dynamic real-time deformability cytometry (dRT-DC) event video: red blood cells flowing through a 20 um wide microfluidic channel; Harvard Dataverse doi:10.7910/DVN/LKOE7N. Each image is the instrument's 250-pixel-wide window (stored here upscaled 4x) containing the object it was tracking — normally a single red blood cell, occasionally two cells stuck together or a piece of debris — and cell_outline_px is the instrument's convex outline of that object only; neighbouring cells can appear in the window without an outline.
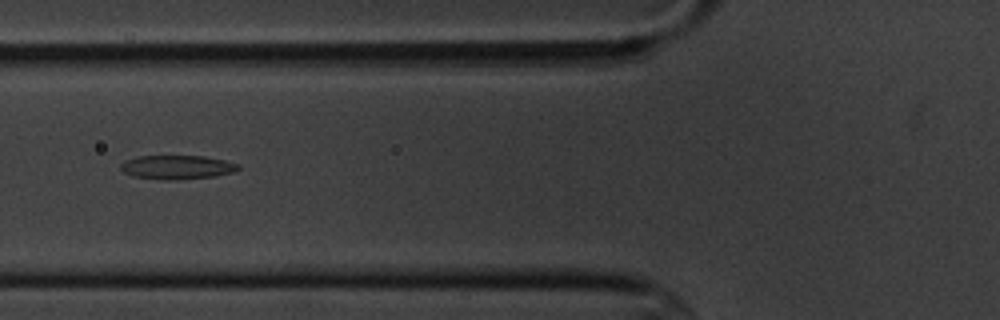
{"species": "common noctule bat (a hibernating species)", "species_latin": "Nyctalus noctula", "temperature_condition": "cold", "stored_images_in_passage": 9, "camera_frame_rate_fps": 3000, "um_per_image_px": 0.085, "animal": {"sex": "male", "body_mass_g": 20.1, "forearm_length_mm": 53.5}, "frame": {"image": 1, "passage_image": 4, "time_ms": 3.333, "image_size_px": [1000, 320], "cell_outline_px": [[240, 168], [236, 172], [216, 176], [176, 180], [164, 180], [132, 176], [124, 172], [120, 168], [120, 164], [124, 160], [136, 156], [204, 156], [224, 160], [240, 164]], "centroid_in_image_um": [15.06, 14.21], "position_along_channel_um": 110.7, "area_um2": 16.65}}
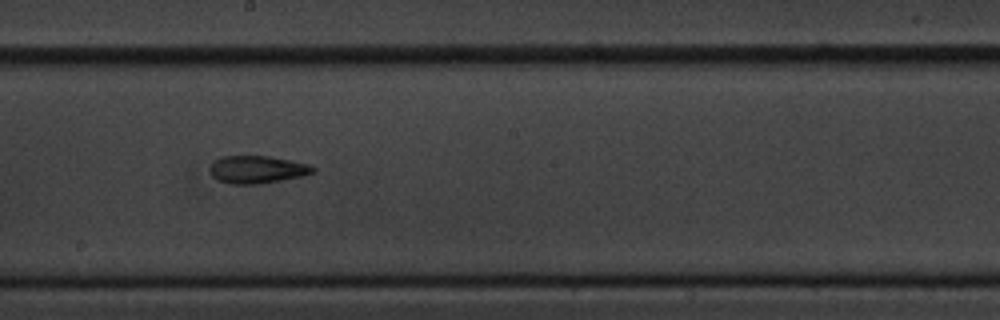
{"frame": {"image": 2, "passage_image": 7, "time_ms": 6.667, "image_size_px": [1000, 320], "cell_outline_px": [[316, 172], [304, 176], [260, 184], [228, 184], [216, 180], [212, 176], [208, 168], [216, 160], [224, 156], [268, 156], [308, 164], [316, 168]], "centroid_in_image_um": [21.86, 14.43], "position_along_channel_um": 226.3, "area_um2": 16.7}}
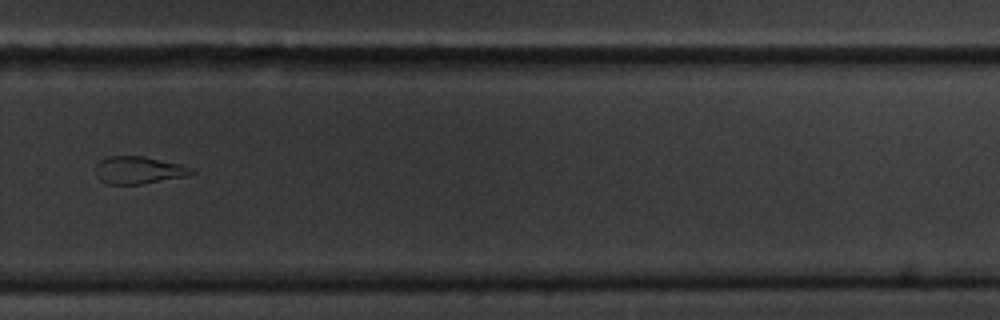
{"frame": {"image": 3, "passage_image": 9, "time_ms": 9.333, "image_size_px": [1000, 320], "cell_outline_px": [[196, 172], [184, 176], [140, 184], [108, 184], [100, 180], [96, 176], [96, 164], [100, 160], [108, 156], [140, 156], [180, 164], [192, 168]], "centroid_in_image_um": [11.73, 14.46], "position_along_channel_um": 318.1, "area_um2": 15.09}}